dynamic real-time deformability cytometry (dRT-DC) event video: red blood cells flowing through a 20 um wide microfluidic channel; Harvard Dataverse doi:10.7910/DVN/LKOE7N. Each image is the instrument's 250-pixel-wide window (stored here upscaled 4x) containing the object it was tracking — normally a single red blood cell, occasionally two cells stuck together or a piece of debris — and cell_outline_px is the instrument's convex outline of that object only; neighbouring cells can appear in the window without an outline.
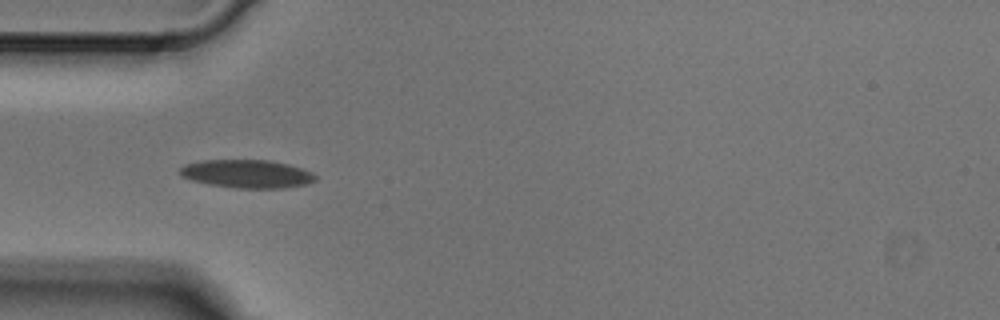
{"species": "Egyptian fruit bat (a non-hibernating species)", "species_latin": "Rousettus aegyptiacus", "temperature_condition": "cold", "stored_images_in_passage": 5, "camera_frame_rate_fps": 3000, "um_per_image_px": 0.085, "animal": {"sex": "male"}, "frame": {"image": 1, "passage_image": 2, "time_ms": 0.333, "image_size_px": [1000, 320], "cell_outline_px": [[316, 180], [304, 184], [284, 188], [236, 188], [208, 184], [192, 180], [180, 176], [180, 168], [184, 164], [204, 160], [268, 160], [288, 164], [312, 172], [316, 176]], "centroid_in_image_um": [20.97, 14.77], "position_along_channel_um": 64.0, "area_um2": 22.2}}
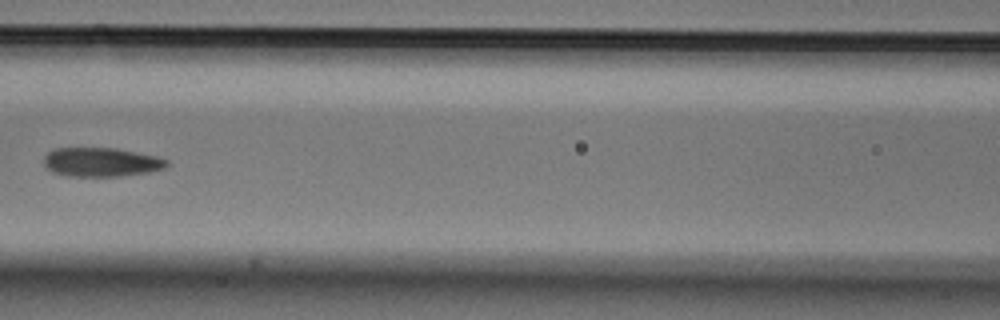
{"frame": {"image": 2, "passage_image": 4, "time_ms": 1.0, "image_size_px": [1000, 320], "cell_outline_px": [[168, 164], [164, 168], [148, 172], [120, 176], [68, 176], [52, 172], [44, 164], [44, 156], [48, 152], [56, 148], [116, 148], [156, 156], [168, 160]], "centroid_in_image_um": [8.59, 13.78], "position_along_channel_um": 158.0, "area_um2": 20.69}}
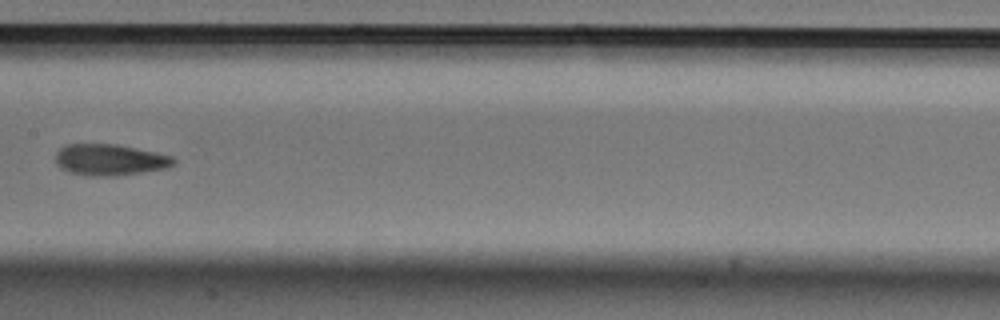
{"frame": {"image": 3, "passage_image": 5, "time_ms": 1.333, "image_size_px": [1000, 320], "cell_outline_px": [[176, 164], [164, 168], [116, 176], [88, 176], [68, 172], [60, 168], [56, 164], [56, 152], [64, 144], [116, 144], [176, 156]], "centroid_in_image_um": [9.33, 13.58], "position_along_channel_um": 198.1, "area_um2": 21.73}}